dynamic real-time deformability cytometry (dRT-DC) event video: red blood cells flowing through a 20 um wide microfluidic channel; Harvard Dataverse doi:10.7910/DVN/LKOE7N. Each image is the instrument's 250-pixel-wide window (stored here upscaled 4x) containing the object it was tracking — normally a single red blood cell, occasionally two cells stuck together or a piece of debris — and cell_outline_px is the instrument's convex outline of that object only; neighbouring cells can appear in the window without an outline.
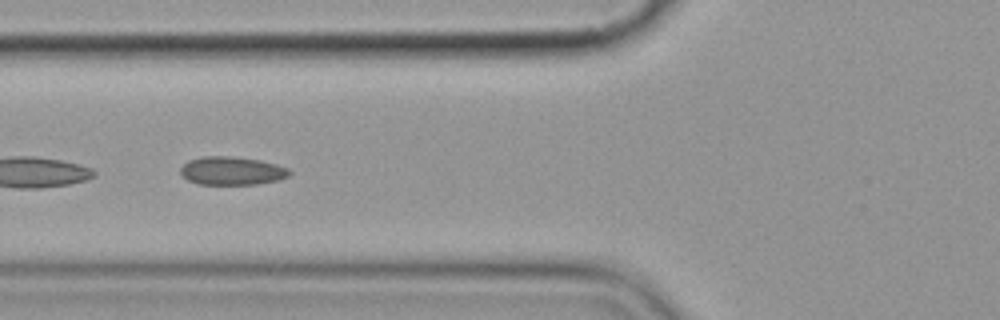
{"species": "common noctule bat (a hibernating species)", "species_latin": "Nyctalus noctula", "temperature_condition": "cold", "stored_images_in_passage": 8, "camera_frame_rate_fps": 3000, "um_per_image_px": 0.085, "animal": {"sex": "female", "body_mass_g": 19.9}, "frame": {"image": 1, "passage_image": 6, "time_ms": 6.667, "image_size_px": [1000, 320], "cell_outline_px": [[292, 172], [288, 176], [280, 180], [256, 184], [200, 184], [188, 180], [180, 172], [180, 168], [188, 160], [200, 156], [232, 156], [260, 160], [276, 164], [288, 168]], "centroid_in_image_um": [19.72, 14.51], "position_along_channel_um": 106.1, "area_um2": 18.03}}